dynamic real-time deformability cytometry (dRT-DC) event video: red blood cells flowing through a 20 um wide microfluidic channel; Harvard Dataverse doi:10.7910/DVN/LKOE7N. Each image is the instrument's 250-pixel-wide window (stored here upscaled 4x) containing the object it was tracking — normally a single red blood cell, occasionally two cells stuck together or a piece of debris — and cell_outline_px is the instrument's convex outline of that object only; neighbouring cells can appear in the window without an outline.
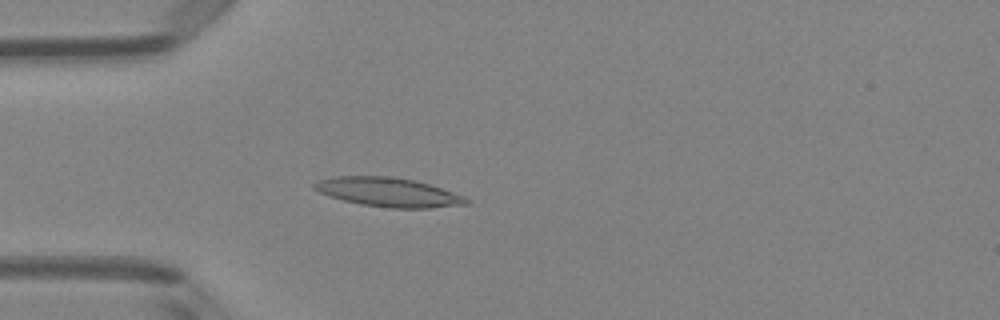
{"species": "Egyptian fruit bat (a non-hibernating species)", "species_latin": "Rousettus aegyptiacus", "temperature_condition": "room temperature", "stored_images_in_passage": 50, "camera_frame_rate_fps": 3000, "um_per_image_px": 0.085, "animal": {"sex": "female"}, "frame": {"image": 1, "passage_image": 14, "time_ms": 4.333, "image_size_px": [1000, 320], "cell_outline_px": [[472, 204], [428, 208], [392, 208], [360, 204], [328, 196], [312, 188], [312, 184], [316, 180], [332, 176], [392, 176], [416, 180], [464, 196], [472, 200]], "centroid_in_image_um": [33.0, 16.33], "position_along_channel_um": 52.0, "area_um2": 26.01}}
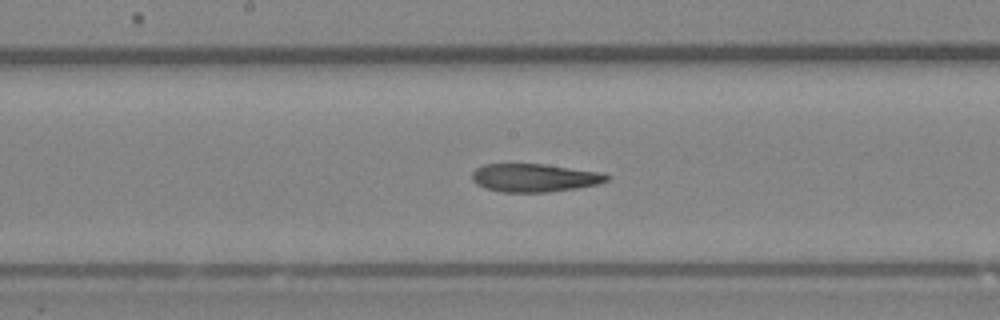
{"frame": {"image": 2, "passage_image": 26, "time_ms": 8.333, "image_size_px": [1000, 320], "cell_outline_px": [[612, 176], [608, 180], [596, 184], [576, 188], [548, 192], [500, 192], [484, 188], [476, 184], [472, 180], [472, 172], [476, 168], [484, 164], [544, 164], [600, 172]], "centroid_in_image_um": [45.39, 15.11], "position_along_channel_um": 202.8, "area_um2": 22.14}}
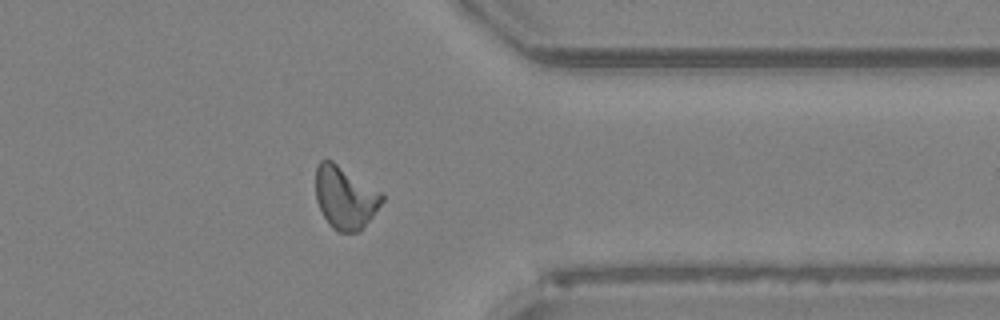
{"frame": {"image": 3, "passage_image": 40, "time_ms": 13.0, "image_size_px": [1000, 320], "cell_outline_px": [[384, 200], [360, 232], [336, 232], [332, 228], [324, 216], [316, 200], [316, 168], [320, 160], [332, 160], [380, 192], [384, 196]], "centroid_in_image_um": [29.32, 16.8], "position_along_channel_um": 382.1, "area_um2": 23.93}, "authors_computed_cell_mechanics": {"area_um2": 23.2645, "velocity_mm_per_s": 4.012, "shape_relaxation_time_tau1_ms": null, "shape_relaxation_time_tau2_ms": 4.8933, "deformation_change_tau1": null, "deformation_change_tau2": 0.1304}}